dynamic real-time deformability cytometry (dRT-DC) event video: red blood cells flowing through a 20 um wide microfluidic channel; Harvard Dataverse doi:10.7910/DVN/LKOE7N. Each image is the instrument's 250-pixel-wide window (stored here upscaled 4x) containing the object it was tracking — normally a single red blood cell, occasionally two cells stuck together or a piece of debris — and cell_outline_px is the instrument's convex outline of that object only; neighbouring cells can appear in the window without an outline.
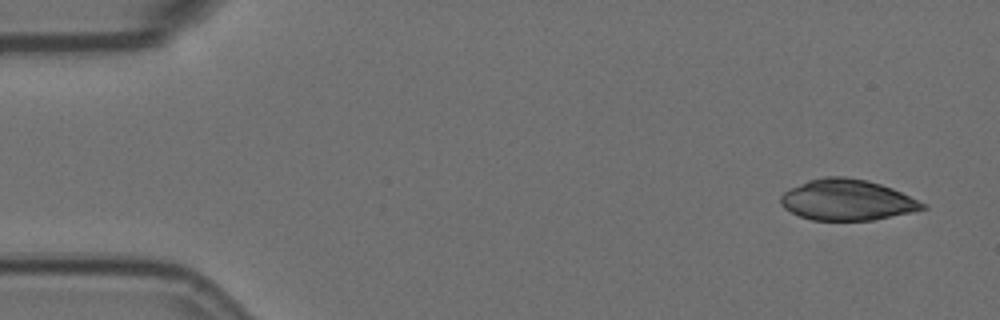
{"species": "Egyptian fruit bat (a non-hibernating species)", "species_latin": "Rousettus aegyptiacus", "temperature_condition": "room temperature", "stored_images_in_passage": 4, "camera_frame_rate_fps": 3000, "um_per_image_px": 0.085, "animal": {"sex": "female"}, "frame": {"image": 1, "passage_image": 1, "time_ms": 0.0, "image_size_px": [1000, 320], "cell_outline_px": [[928, 208], [912, 212], [872, 220], [812, 220], [800, 216], [784, 208], [780, 204], [780, 196], [784, 192], [808, 180], [824, 176], [844, 176], [868, 180], [892, 188], [928, 204]], "centroid_in_image_um": [72.02, 16.99], "position_along_channel_um": 13.0, "area_um2": 33.81}}